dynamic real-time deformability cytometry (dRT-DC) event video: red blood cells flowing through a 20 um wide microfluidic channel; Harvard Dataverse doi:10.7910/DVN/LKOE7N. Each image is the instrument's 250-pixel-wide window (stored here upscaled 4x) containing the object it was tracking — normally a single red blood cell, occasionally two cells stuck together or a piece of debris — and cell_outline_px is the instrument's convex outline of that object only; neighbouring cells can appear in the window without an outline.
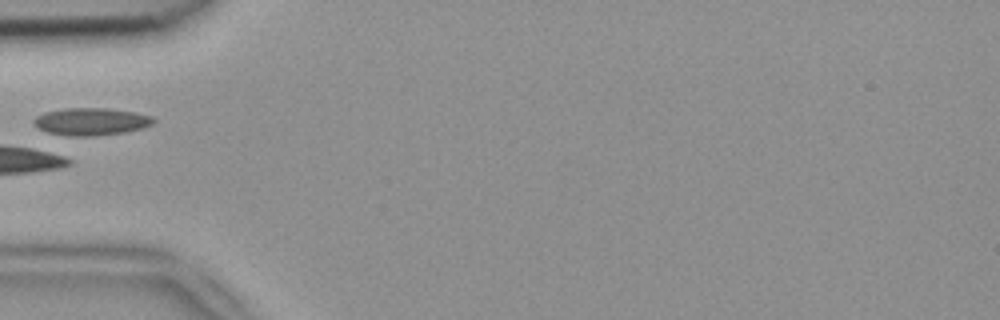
{"species": "common noctule bat (a hibernating species)", "species_latin": "Nyctalus noctula", "temperature_condition": "room temperature", "stored_images_in_passage": 4, "camera_frame_rate_fps": 3000, "um_per_image_px": 0.085, "animal": {"sex": "female", "body_mass_g": 18.4}, "frame": {"image": 1, "passage_image": 3, "time_ms": 0.667, "image_size_px": [1000, 320], "cell_outline_px": [[156, 120], [152, 124], [140, 128], [124, 132], [92, 136], [72, 136], [48, 132], [40, 128], [32, 120], [36, 116], [44, 112], [64, 108], [108, 108], [136, 112], [152, 116]], "centroid_in_image_um": [7.76, 10.32], "position_along_channel_um": 77.2, "area_um2": 18.96}}